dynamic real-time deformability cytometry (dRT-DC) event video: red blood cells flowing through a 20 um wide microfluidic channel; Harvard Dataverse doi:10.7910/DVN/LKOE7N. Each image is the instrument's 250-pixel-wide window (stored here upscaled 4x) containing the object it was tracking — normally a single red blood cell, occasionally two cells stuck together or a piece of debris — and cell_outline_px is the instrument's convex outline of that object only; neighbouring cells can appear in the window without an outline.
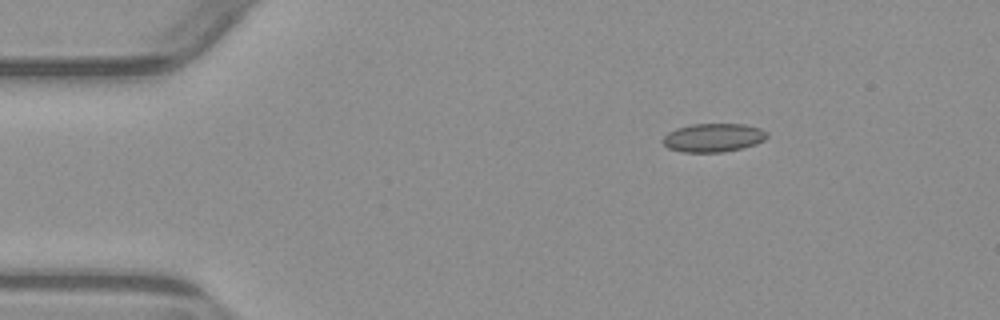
{"species": "common noctule bat (a hibernating species)", "species_latin": "Nyctalus noctula", "temperature_condition": "warm", "stored_images_in_passage": 3, "camera_frame_rate_fps": 3000, "um_per_image_px": 0.085, "animal": {"sex": "male", "body_mass_g": 23.1, "forearm_length_mm": 52.7}, "frame": {"image": 1, "passage_image": 1, "time_ms": 0.0, "image_size_px": [1000, 320], "cell_outline_px": [[768, 136], [764, 140], [756, 144], [724, 152], [680, 152], [668, 148], [660, 140], [668, 132], [676, 128], [692, 124], [744, 124], [760, 128], [768, 132]], "centroid_in_image_um": [60.61, 11.7], "position_along_channel_um": 24.4, "area_um2": 17.46}}
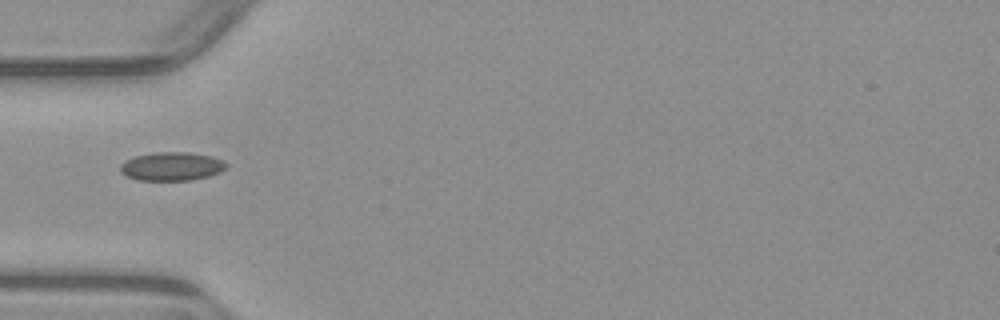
{"frame": {"image": 2, "passage_image": 3, "time_ms": 3.0, "image_size_px": [1000, 320], "cell_outline_px": [[228, 164], [220, 172], [208, 176], [192, 180], [140, 180], [128, 176], [120, 172], [120, 164], [136, 156], [156, 152], [188, 152], [212, 156], [224, 160]], "centroid_in_image_um": [14.63, 14.14], "position_along_channel_um": 70.4, "area_um2": 17.51}}